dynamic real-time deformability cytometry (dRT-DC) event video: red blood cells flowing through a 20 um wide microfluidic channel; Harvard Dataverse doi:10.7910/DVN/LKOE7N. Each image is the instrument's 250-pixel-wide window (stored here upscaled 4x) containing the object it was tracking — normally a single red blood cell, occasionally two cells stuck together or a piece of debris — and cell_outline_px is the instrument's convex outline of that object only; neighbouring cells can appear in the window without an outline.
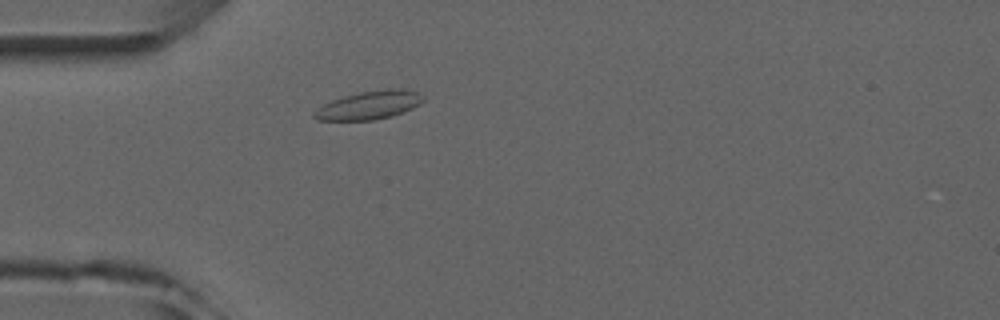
{"species": "common noctule bat (a hibernating species)", "species_latin": "Nyctalus noctula", "temperature_condition": "room temperature", "stored_images_in_passage": 1, "camera_frame_rate_fps": 3000, "um_per_image_px": 0.085, "animal": {"sex": "male", "forearm_length_mm": 52.5}, "frame": {"image": 1, "passage_image": 1, "time_ms": 0.0, "image_size_px": [1000, 320], "cell_outline_px": [[424, 100], [420, 104], [404, 112], [392, 116], [372, 120], [316, 120], [312, 116], [312, 112], [324, 104], [332, 100], [344, 96], [360, 92], [388, 88], [404, 88], [420, 92], [424, 96]], "centroid_in_image_um": [31.42, 8.93], "position_along_channel_um": 53.6, "area_um2": 18.21}}